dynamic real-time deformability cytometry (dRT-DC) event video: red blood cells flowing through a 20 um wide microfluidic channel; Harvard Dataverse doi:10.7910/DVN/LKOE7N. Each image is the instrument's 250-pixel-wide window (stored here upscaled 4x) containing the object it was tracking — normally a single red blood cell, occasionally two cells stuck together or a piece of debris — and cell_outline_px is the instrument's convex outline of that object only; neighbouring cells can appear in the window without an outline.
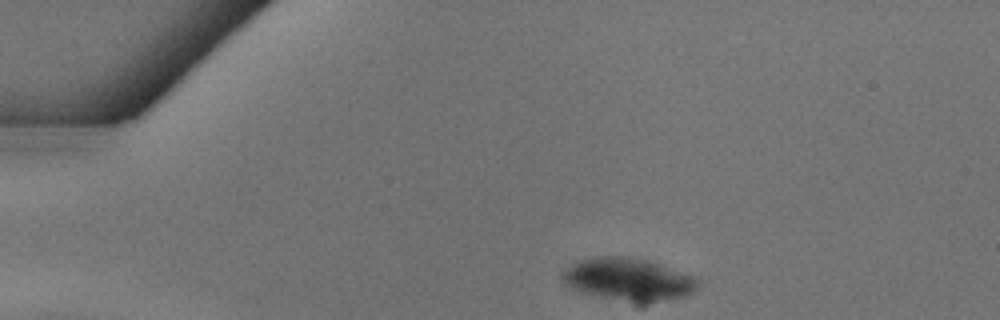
{"species": "common noctule bat (a hibernating species)", "species_latin": "Nyctalus noctula", "temperature_condition": "warm", "stored_images_in_passage": 4, "camera_frame_rate_fps": 3000, "um_per_image_px": 0.085, "animal": {"sex": "female"}, "frame": {"image": 1, "passage_image": 1, "time_ms": 0.0, "image_size_px": [1000, 320], "cell_outline_px": [[700, 284], [688, 296], [672, 300], [644, 304], [636, 304], [608, 300], [580, 292], [564, 284], [560, 276], [560, 272], [568, 264], [580, 260], [596, 256], [636, 256], [652, 260], [696, 276], [700, 280]], "centroid_in_image_um": [53.43, 23.76], "position_along_channel_um": 31.6, "area_um2": 35.55}}